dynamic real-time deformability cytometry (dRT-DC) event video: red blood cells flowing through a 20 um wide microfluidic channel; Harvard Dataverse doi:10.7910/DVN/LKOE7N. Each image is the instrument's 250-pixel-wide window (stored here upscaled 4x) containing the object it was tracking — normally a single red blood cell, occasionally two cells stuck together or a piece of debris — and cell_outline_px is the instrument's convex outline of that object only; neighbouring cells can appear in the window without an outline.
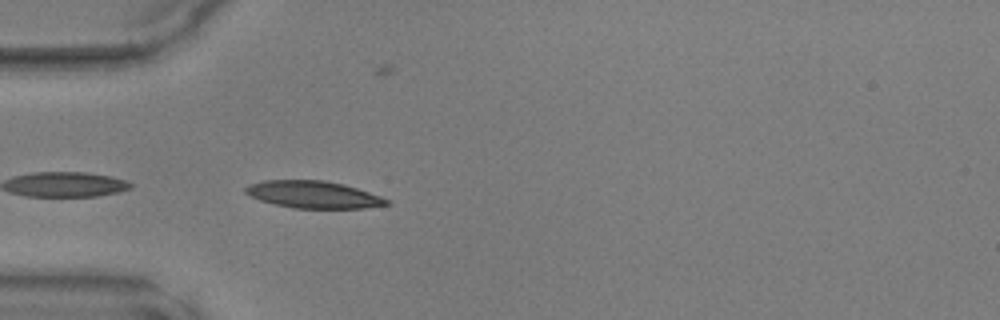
{"species": "common noctule bat (a hibernating species)", "species_latin": "Nyctalus noctula", "temperature_condition": "warm", "stored_images_in_passage": 23, "camera_frame_rate_fps": 3000, "um_per_image_px": 0.085, "animal": {"sex": "male", "body_mass_g": 17.9, "forearm_length_mm": 54.2}, "frame": {"image": 1, "passage_image": 14, "time_ms": 4.333, "image_size_px": [1000, 320], "cell_outline_px": [[392, 204], [364, 208], [292, 208], [260, 200], [244, 192], [244, 188], [252, 184], [264, 180], [324, 180], [344, 184], [380, 196], [388, 200]], "centroid_in_image_um": [26.65, 16.54], "position_along_channel_um": 58.3, "area_um2": 22.14}}